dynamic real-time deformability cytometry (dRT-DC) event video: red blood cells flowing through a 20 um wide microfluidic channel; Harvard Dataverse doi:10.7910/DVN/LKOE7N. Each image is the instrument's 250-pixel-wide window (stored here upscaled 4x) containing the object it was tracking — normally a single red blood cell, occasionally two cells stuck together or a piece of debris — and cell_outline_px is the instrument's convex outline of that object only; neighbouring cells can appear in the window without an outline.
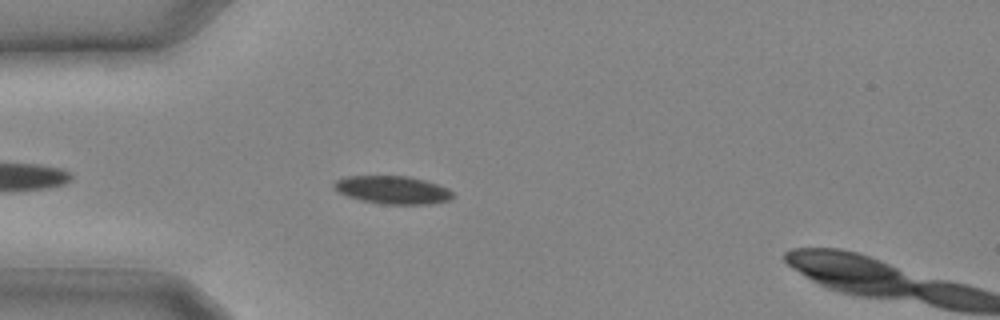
{"species": "common noctule bat (a hibernating species)", "species_latin": "Nyctalus noctula", "temperature_condition": "cold", "stored_images_in_passage": 4, "camera_frame_rate_fps": 3000, "um_per_image_px": 0.085, "animal": {"sex": "male", "body_mass_g": 20.4}, "frame": {"image": 1, "passage_image": 3, "time_ms": 0.667, "image_size_px": [1000, 320], "cell_outline_px": [[456, 196], [448, 200], [428, 204], [380, 204], [360, 200], [348, 196], [340, 192], [332, 184], [336, 180], [344, 176], [404, 176], [424, 180], [448, 188]], "centroid_in_image_um": [33.37, 16.14], "position_along_channel_um": 51.6, "area_um2": 19.25}}